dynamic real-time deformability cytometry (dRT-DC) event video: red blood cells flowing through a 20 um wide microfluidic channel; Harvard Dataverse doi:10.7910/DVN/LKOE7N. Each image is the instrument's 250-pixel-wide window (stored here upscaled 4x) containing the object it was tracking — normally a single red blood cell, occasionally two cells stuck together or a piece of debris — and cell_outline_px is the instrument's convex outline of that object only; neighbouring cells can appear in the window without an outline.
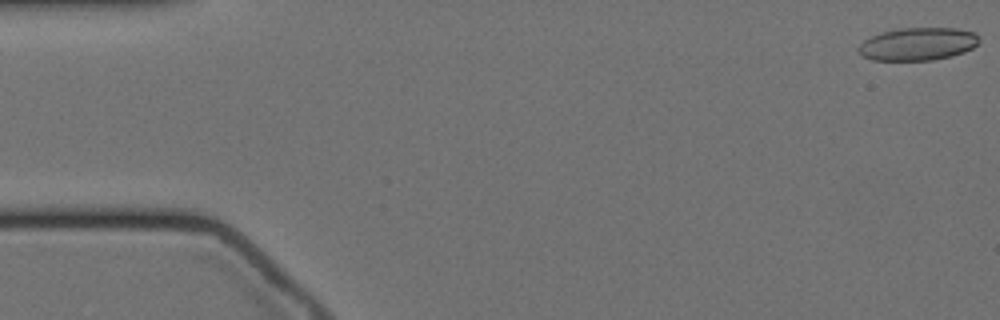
{"species": "Egyptian fruit bat (a non-hibernating species)", "species_latin": "Rousettus aegyptiacus", "temperature_condition": "cold", "stored_images_in_passage": 10, "camera_frame_rate_fps": 3000, "um_per_image_px": 0.085, "animal": {"sex": "female"}, "frame": {"image": 1, "passage_image": 1, "time_ms": 0.0, "image_size_px": [1000, 320], "cell_outline_px": [[980, 40], [972, 48], [964, 52], [952, 56], [932, 60], [872, 60], [864, 56], [856, 48], [864, 40], [872, 36], [896, 28], [956, 28], [976, 32]], "centroid_in_image_um": [78.04, 3.73], "position_along_channel_um": 7.0, "area_um2": 23.06}}